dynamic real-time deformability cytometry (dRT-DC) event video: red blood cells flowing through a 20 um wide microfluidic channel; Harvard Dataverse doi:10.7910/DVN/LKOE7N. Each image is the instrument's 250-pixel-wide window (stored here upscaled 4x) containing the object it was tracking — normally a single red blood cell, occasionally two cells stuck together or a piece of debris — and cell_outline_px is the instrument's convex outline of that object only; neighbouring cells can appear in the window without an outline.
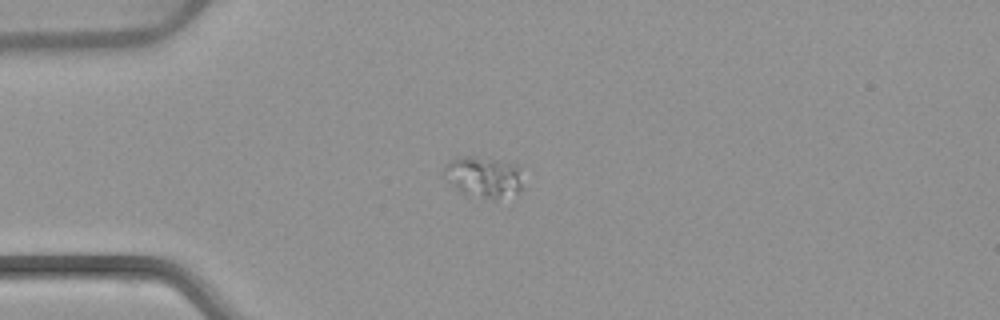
{"species": "common noctule bat (a hibernating species)", "species_latin": "Nyctalus noctula", "temperature_condition": "warm", "stored_images_in_passage": 41, "camera_frame_rate_fps": 3000, "um_per_image_px": 0.085, "animal": {"sex": "female", "body_mass_g": 22.7, "forearm_length_mm": 54.2}, "frame": {"image": 1, "passage_image": 1, "time_ms": 0.0, "image_size_px": [1000, 320], "cell_outline_px": [[520, 192], [496, 200], [492, 200], [460, 192], [444, 176], [444, 164], [448, 160], [460, 156], [476, 156], [516, 164], [520, 184]], "centroid_in_image_um": [41.04, 15.04], "position_along_channel_um": 44.0, "area_um2": 18.67}}
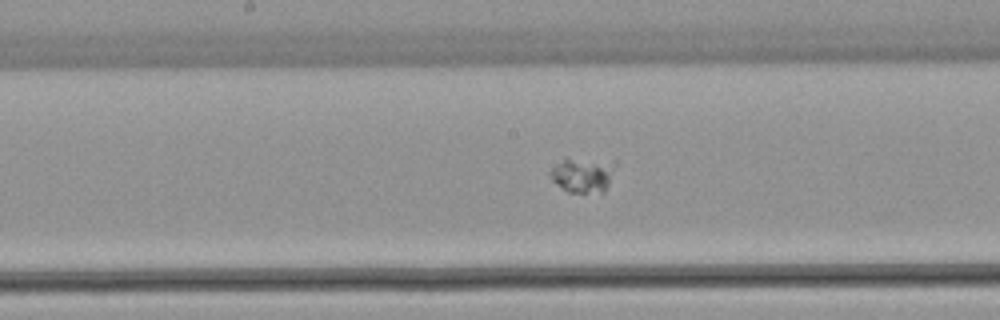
{"frame": {"image": 2, "passage_image": 15, "time_ms": 4.667, "image_size_px": [1000, 320], "cell_outline_px": [[616, 164], [608, 184], [604, 192], [568, 192], [556, 184], [552, 180], [548, 172], [564, 156], [616, 160]], "centroid_in_image_um": [49.53, 14.79], "position_along_channel_um": 198.7, "area_um2": 13.76}}
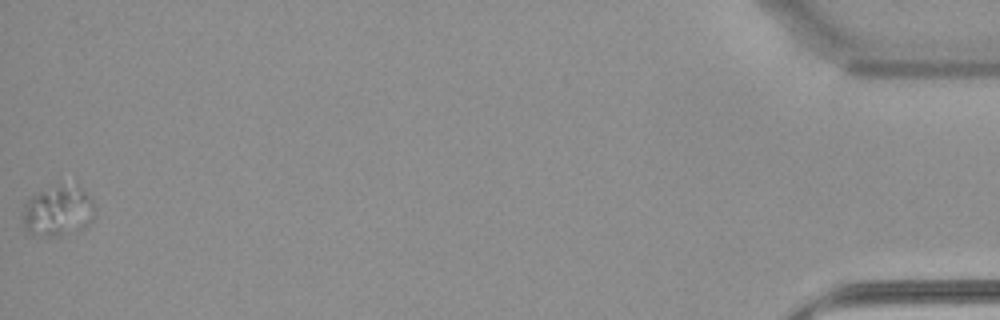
{"frame": {"image": 3, "passage_image": 41, "time_ms": 13.333, "image_size_px": [1000, 320], "cell_outline_px": [[92, 220], [88, 224], [80, 228], [60, 236], [32, 236], [24, 228], [24, 204], [32, 196], [60, 180], [76, 184], [92, 200]], "centroid_in_image_um": [4.89, 17.88], "position_along_channel_um": 430.3, "area_um2": 21.33}}